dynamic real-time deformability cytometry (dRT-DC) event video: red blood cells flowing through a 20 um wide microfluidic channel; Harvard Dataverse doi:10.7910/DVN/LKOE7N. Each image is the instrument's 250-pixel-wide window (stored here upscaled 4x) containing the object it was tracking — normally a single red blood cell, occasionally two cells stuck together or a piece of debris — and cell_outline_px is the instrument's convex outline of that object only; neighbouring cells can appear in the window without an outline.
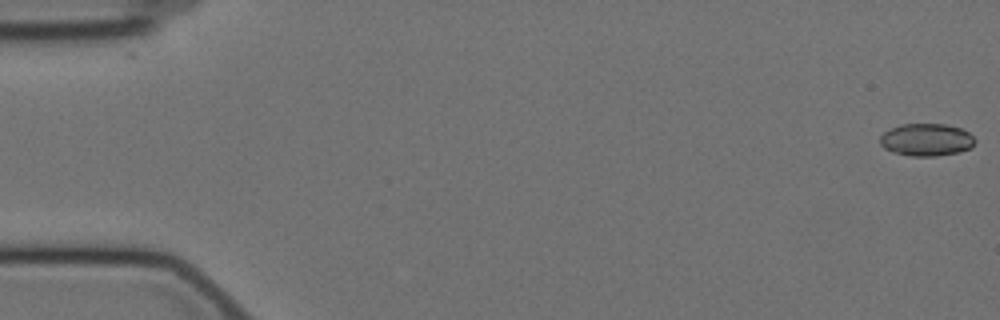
{"species": "Egyptian fruit bat (a non-hibernating species)", "species_latin": "Rousettus aegyptiacus", "temperature_condition": "cold", "stored_images_in_passage": 58, "camera_frame_rate_fps": 3000, "um_per_image_px": 0.085, "animal": {"sex": "female"}, "frame": {"image": 1, "passage_image": 1, "time_ms": 0.0, "image_size_px": [1000, 320], "cell_outline_px": [[976, 140], [972, 148], [956, 152], [936, 156], [912, 156], [892, 152], [884, 148], [880, 144], [880, 136], [884, 132], [900, 124], [944, 124], [960, 128], [968, 132]], "centroid_in_image_um": [78.74, 11.88], "position_along_channel_um": 6.3, "area_um2": 17.92}}
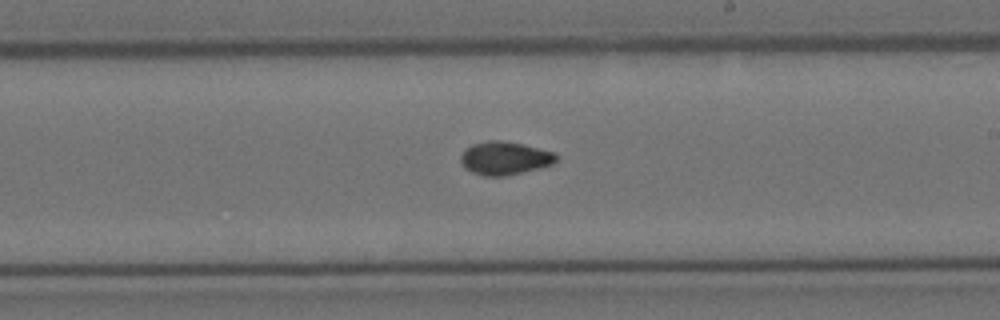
{"frame": {"image": 2, "passage_image": 34, "time_ms": 11.0, "image_size_px": [1000, 320], "cell_outline_px": [[560, 156], [552, 164], [540, 168], [504, 176], [484, 176], [472, 172], [464, 168], [460, 160], [460, 156], [464, 148], [472, 144], [488, 140], [504, 140], [524, 144], [552, 152]], "centroid_in_image_um": [42.87, 13.43], "position_along_channel_um": 246.1, "area_um2": 18.67}}
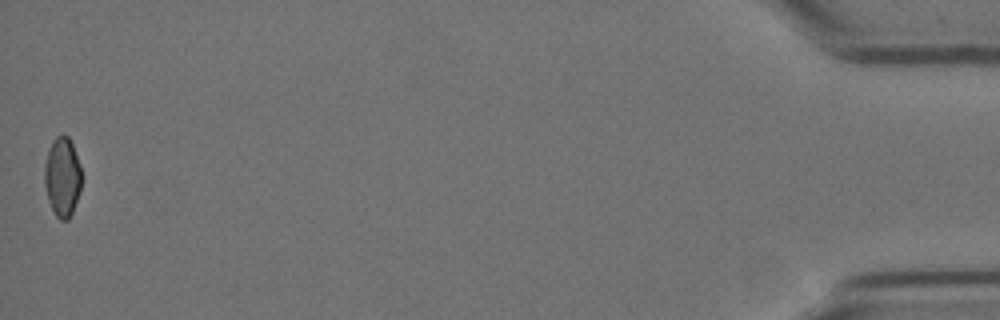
{"frame": {"image": 3, "passage_image": 58, "time_ms": 19.0, "image_size_px": [1000, 320], "cell_outline_px": [[80, 192], [72, 212], [68, 220], [60, 220], [56, 216], [48, 200], [44, 184], [44, 164], [48, 148], [52, 140], [56, 136], [68, 136], [72, 144], [80, 168]], "centroid_in_image_um": [5.27, 15.04], "position_along_channel_um": 429.9, "area_um2": 16.99}, "authors_computed_cell_mechanics": {"area_um2": 17.918, "velocity_mm_per_s": 3.4959, "shape_relaxation_time_tau1_ms": null, "shape_relaxation_time_tau2_ms": 4.127, "deformation_change_tau1": null, "deformation_change_tau2": 0.0509}}